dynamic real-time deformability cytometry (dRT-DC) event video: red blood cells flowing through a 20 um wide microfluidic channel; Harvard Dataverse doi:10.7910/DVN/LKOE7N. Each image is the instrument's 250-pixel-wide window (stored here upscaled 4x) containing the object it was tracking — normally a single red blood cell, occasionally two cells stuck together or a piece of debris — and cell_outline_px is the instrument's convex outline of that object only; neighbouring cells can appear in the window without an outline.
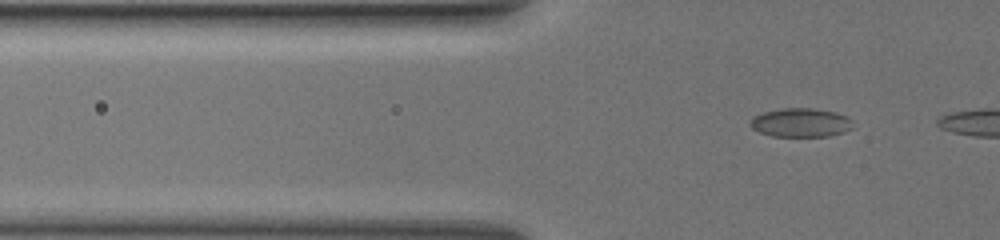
{"species": "common noctule bat (a hibernating species)", "species_latin": "Nyctalus noctula", "temperature_condition": "warm", "stored_images_in_passage": 12, "camera_frame_rate_fps": 3000, "um_per_image_px": 0.085, "animal": {"sex": "female", "body_mass_g": 19.5, "forearm_length_mm": 54.1}, "frame": {"image": 1, "passage_image": 10, "time_ms": 3.0, "image_size_px": [1000, 240], "cell_outline_px": [[852, 128], [844, 132], [828, 136], [772, 136], [760, 132], [752, 128], [748, 124], [748, 120], [752, 116], [764, 112], [784, 108], [812, 108], [836, 112], [848, 116], [852, 120]], "centroid_in_image_um": [68.04, 10.42], "position_along_channel_um": 57.8, "area_um2": 17.4}}